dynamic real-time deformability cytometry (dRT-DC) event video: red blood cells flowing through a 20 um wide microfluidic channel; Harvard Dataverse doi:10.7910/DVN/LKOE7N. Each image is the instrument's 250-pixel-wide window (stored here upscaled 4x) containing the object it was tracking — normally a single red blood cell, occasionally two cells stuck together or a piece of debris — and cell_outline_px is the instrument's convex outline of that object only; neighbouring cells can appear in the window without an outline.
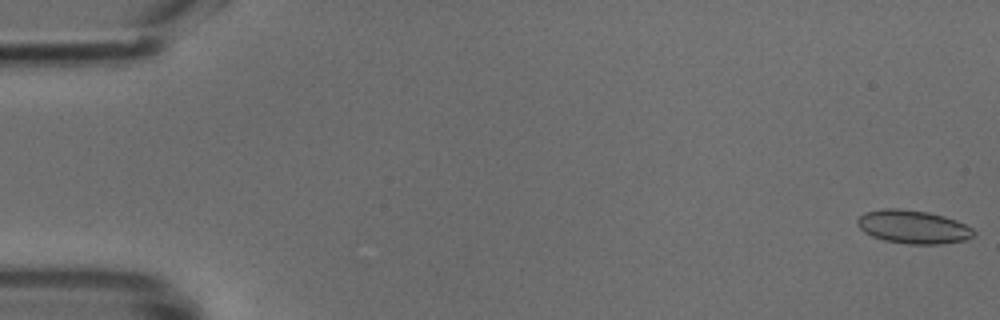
{"species": "common noctule bat (a hibernating species)", "species_latin": "Nyctalus noctula", "temperature_condition": "cold", "stored_images_in_passage": 15, "camera_frame_rate_fps": 3000, "um_per_image_px": 0.085, "animal": {"sex": "male", "body_mass_g": 18.8}, "frame": {"image": 1, "passage_image": 1, "time_ms": 0.0, "image_size_px": [1000, 320], "cell_outline_px": [[976, 232], [972, 236], [964, 240], [940, 244], [908, 244], [884, 240], [872, 236], [864, 232], [856, 224], [856, 220], [864, 212], [884, 208], [900, 208], [928, 212], [944, 216], [956, 220], [972, 228]], "centroid_in_image_um": [77.58, 19.27], "position_along_channel_um": 7.4, "area_um2": 22.66}}